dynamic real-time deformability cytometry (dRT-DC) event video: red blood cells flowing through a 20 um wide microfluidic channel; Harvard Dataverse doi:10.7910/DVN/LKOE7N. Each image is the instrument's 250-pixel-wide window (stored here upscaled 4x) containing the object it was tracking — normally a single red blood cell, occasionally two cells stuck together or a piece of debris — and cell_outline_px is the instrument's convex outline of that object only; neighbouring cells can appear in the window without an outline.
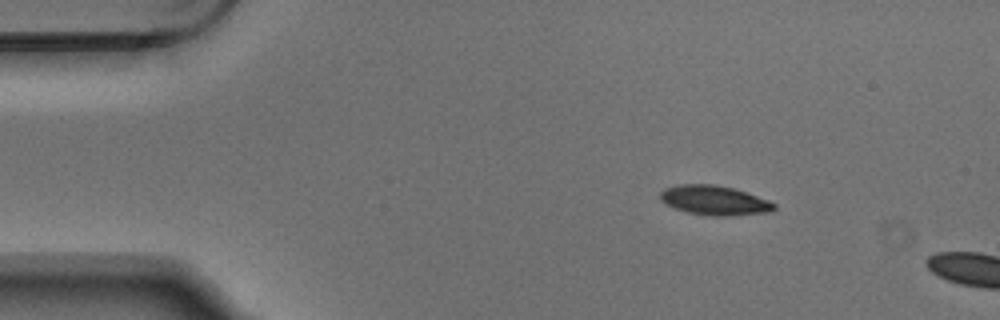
{"species": "Egyptian fruit bat (a non-hibernating species)", "species_latin": "Rousettus aegyptiacus", "temperature_condition": "warm", "stored_images_in_passage": 2, "camera_frame_rate_fps": 3000, "um_per_image_px": 0.085, "animal": {"sex": "male"}, "frame": {"image": 1, "passage_image": 1, "time_ms": 0.0, "image_size_px": [1000, 320], "cell_outline_px": [[776, 208], [768, 212], [732, 216], [708, 216], [688, 212], [676, 208], [660, 200], [660, 192], [664, 188], [680, 184], [716, 184], [732, 188], [768, 200], [776, 204]], "centroid_in_image_um": [60.72, 17.03], "position_along_channel_um": 24.3, "area_um2": 19.48}}